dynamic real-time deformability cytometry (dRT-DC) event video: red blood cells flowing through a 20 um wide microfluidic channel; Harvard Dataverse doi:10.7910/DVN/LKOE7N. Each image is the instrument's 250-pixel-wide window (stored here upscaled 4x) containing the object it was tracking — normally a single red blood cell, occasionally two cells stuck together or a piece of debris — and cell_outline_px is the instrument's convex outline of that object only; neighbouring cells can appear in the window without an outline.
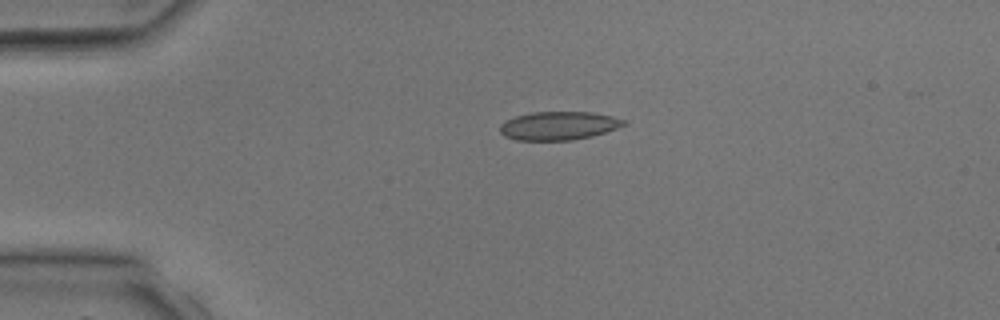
{"species": "common noctule bat (a hibernating species)", "species_latin": "Nyctalus noctula", "temperature_condition": "room temperature", "stored_images_in_passage": 2, "camera_frame_rate_fps": 3000, "um_per_image_px": 0.085, "animal": {"sex": "male", "body_mass_g": 17.9, "forearm_length_mm": 54.2}, "frame": {"image": 1, "passage_image": 1, "time_ms": 0.0, "image_size_px": [1000, 320], "cell_outline_px": [[628, 124], [592, 136], [572, 140], [516, 140], [504, 136], [500, 132], [500, 124], [504, 120], [516, 116], [532, 112], [592, 112], [612, 116], [624, 120]], "centroid_in_image_um": [47.46, 10.68], "position_along_channel_um": 37.5, "area_um2": 20.52}}
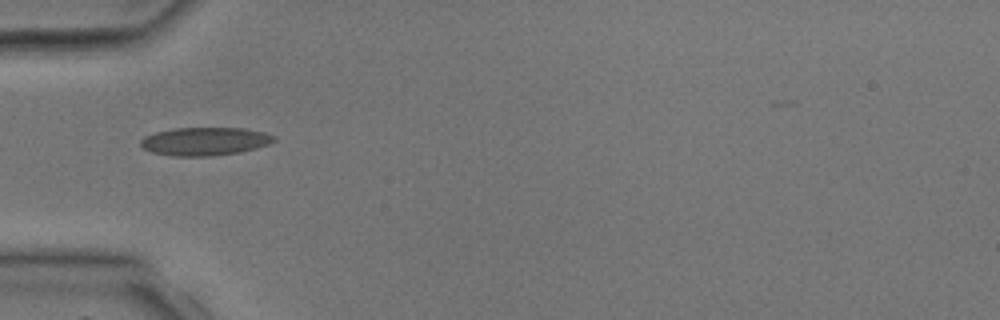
{"frame": {"image": 2, "passage_image": 2, "time_ms": 1.333, "image_size_px": [1000, 320], "cell_outline_px": [[276, 140], [268, 144], [256, 148], [240, 152], [212, 156], [172, 156], [152, 152], [144, 148], [140, 144], [140, 140], [144, 136], [156, 132], [176, 128], [244, 128], [264, 132], [276, 136]], "centroid_in_image_um": [17.42, 12.01], "position_along_channel_um": 67.6, "area_um2": 21.91}}